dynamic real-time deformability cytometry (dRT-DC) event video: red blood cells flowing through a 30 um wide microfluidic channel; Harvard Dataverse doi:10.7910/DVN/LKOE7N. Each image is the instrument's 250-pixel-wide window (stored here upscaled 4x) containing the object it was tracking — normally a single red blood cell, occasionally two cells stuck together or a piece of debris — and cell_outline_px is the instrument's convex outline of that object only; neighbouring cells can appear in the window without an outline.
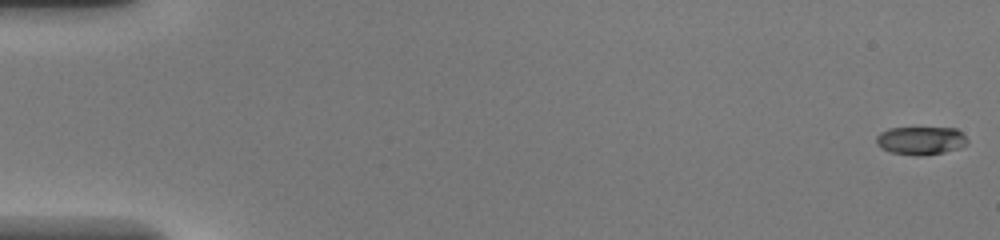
{"species": "common noctule bat (a hibernating species)", "species_latin": "Nyctalus noctula", "temperature_condition": "warm", "stored_images_in_passage": 49, "camera_frame_rate_fps": 3000, "um_per_image_px": 0.085, "animal": {"sex": "female", "body_mass_g": 20.0, "forearm_length_mm": 54.0}, "frame": {"image": 1, "passage_image": 1, "time_ms": 0.0, "image_size_px": [1000, 240], "cell_outline_px": [[968, 144], [960, 148], [944, 152], [924, 156], [916, 156], [892, 152], [880, 148], [876, 144], [876, 136], [880, 132], [888, 128], [956, 128], [968, 140]], "centroid_in_image_um": [78.25, 11.95], "position_along_channel_um": 6.7, "area_um2": 15.09}}
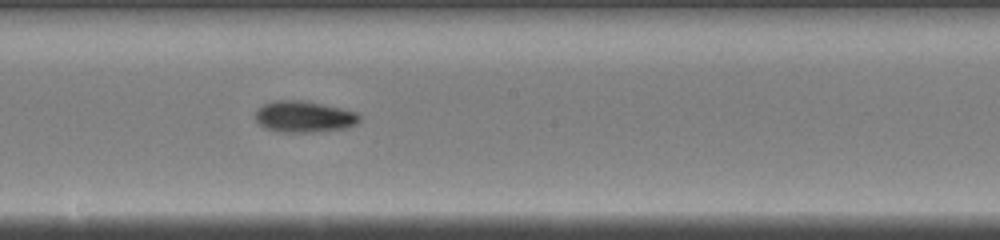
{"frame": {"image": 2, "passage_image": 28, "time_ms": 9.0, "image_size_px": [1000, 240], "cell_outline_px": [[360, 120], [356, 124], [348, 128], [312, 132], [276, 132], [264, 128], [256, 120], [256, 108], [272, 100], [304, 100], [340, 108], [356, 112], [360, 116]], "centroid_in_image_um": [25.82, 9.92], "position_along_channel_um": 222.4, "area_um2": 19.19}}
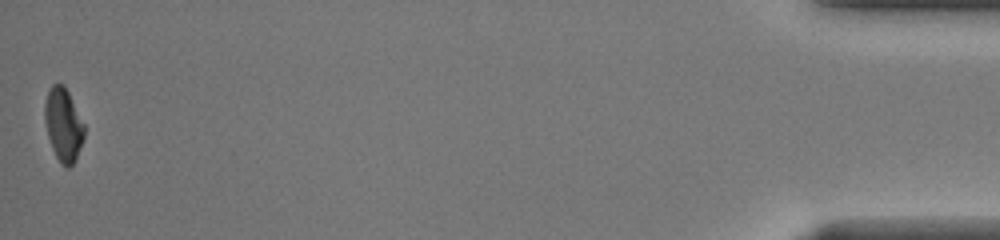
{"frame": {"image": 3, "passage_image": 49, "time_ms": 16.0, "image_size_px": [1000, 240], "cell_outline_px": [[84, 136], [76, 156], [72, 164], [68, 168], [64, 168], [60, 164], [52, 148], [48, 136], [44, 120], [44, 104], [48, 88], [52, 84], [64, 84], [84, 124]], "centroid_in_image_um": [5.35, 10.58], "position_along_channel_um": 429.8, "area_um2": 16.76}, "authors_computed_cell_mechanics": {"area_um2": 17.2822, "velocity_mm_per_s": 4.2878, "shape_relaxation_time_tau1_ms": 5.3686, "shape_relaxation_time_tau2_ms": 0.9094, "deformation_change_tau1": 0.233, "deformation_change_tau2": 0.0561}}